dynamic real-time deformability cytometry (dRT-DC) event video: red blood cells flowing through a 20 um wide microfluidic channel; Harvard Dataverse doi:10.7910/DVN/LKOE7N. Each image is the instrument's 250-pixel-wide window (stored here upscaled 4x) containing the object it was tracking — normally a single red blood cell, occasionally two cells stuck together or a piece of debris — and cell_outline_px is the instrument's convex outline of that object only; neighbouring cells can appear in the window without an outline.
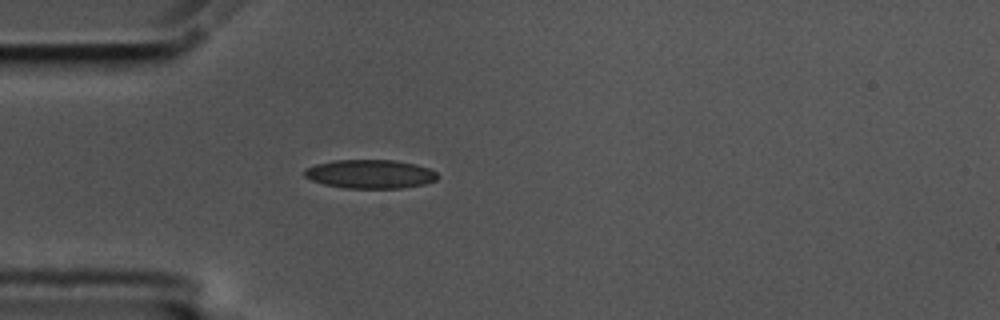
{"species": "common noctule bat (a hibernating species)", "species_latin": "Nyctalus noctula", "temperature_condition": "cold", "stored_images_in_passage": 4, "camera_frame_rate_fps": 3000, "um_per_image_px": 0.085, "animal": {"sex": "male", "body_mass_g": 17.5, "forearm_length_mm": 52.3}, "frame": {"image": 1, "passage_image": 4, "time_ms": 1.0, "image_size_px": [1000, 320], "cell_outline_px": [[440, 176], [436, 180], [424, 184], [400, 188], [344, 188], [324, 184], [312, 180], [304, 176], [304, 168], [316, 164], [332, 160], [396, 160], [416, 164], [428, 168], [436, 172]], "centroid_in_image_um": [31.46, 14.79], "position_along_channel_um": 53.5, "area_um2": 22.43}}